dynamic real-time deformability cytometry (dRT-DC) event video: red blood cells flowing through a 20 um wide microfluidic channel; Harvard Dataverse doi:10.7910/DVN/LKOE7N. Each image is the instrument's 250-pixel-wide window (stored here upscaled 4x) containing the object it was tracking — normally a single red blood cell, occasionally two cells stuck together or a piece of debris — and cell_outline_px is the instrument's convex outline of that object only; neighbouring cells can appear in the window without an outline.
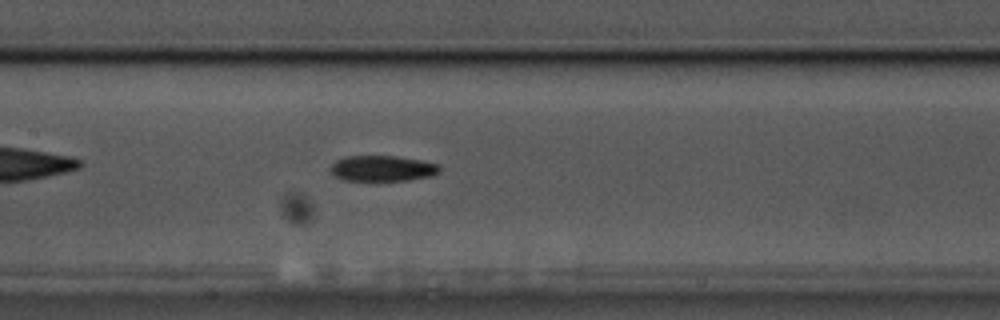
{"species": "common noctule bat (a hibernating species)", "species_latin": "Nyctalus noctula", "temperature_condition": "cold", "stored_images_in_passage": 45, "camera_frame_rate_fps": 3000, "um_per_image_px": 0.085, "animal": {"sex": "male", "body_mass_g": 17.5, "forearm_length_mm": 52.3}, "frame": {"image": 1, "passage_image": 14, "time_ms": 4.333, "image_size_px": [1000, 320], "cell_outline_px": [[440, 172], [432, 176], [408, 180], [344, 180], [336, 176], [332, 172], [332, 164], [336, 160], [344, 156], [396, 156], [420, 160], [440, 164]], "centroid_in_image_um": [32.55, 14.3], "position_along_channel_um": 174.9, "area_um2": 16.24}, "authors_computed_cell_mechanics": {"area_um2": 16.4152, "velocity_mm_per_s": 3.4791, "shape_relaxation_time_tau1_ms": 6.3769, "shape_relaxation_time_tau2_ms": null, "deformation_change_tau1": 0.14, "deformation_change_tau2": null}}